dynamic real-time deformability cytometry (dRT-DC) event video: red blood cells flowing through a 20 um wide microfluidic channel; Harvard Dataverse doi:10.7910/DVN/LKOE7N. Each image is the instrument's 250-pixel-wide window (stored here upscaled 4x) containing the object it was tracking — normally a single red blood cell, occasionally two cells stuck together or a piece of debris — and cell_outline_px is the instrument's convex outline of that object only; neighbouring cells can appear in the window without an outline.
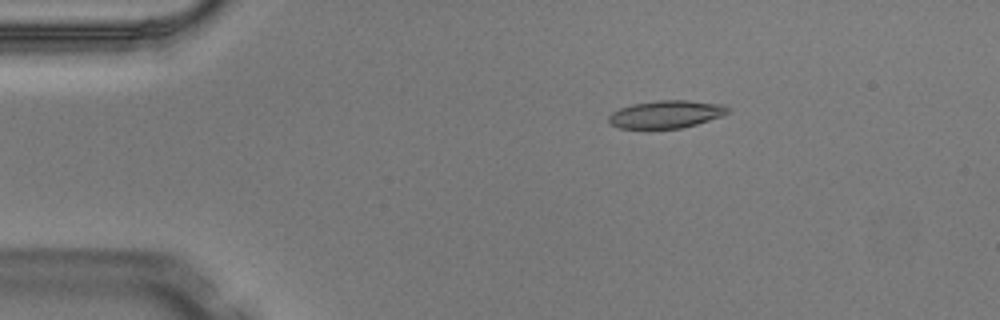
{"species": "Egyptian fruit bat (a non-hibernating species)", "species_latin": "Rousettus aegyptiacus", "temperature_condition": "warm", "stored_images_in_passage": 3, "camera_frame_rate_fps": 3000, "um_per_image_px": 0.085, "animal": {"sex": "male"}, "frame": {"image": 1, "passage_image": 2, "time_ms": 0.333, "image_size_px": [1000, 320], "cell_outline_px": [[728, 112], [724, 116], [696, 124], [680, 128], [620, 128], [608, 124], [608, 116], [612, 112], [620, 108], [632, 104], [660, 100], [688, 100], [724, 104], [728, 108]], "centroid_in_image_um": [56.62, 9.71], "position_along_channel_um": 28.4, "area_um2": 19.25}}